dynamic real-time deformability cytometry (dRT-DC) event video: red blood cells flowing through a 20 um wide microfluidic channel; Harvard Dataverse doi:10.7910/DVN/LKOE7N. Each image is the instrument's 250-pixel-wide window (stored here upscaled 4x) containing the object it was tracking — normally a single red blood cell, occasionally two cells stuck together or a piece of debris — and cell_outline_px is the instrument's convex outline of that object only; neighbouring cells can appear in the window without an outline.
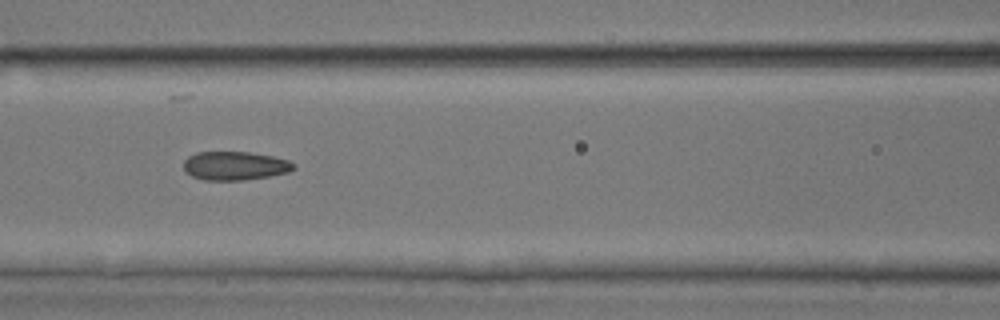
{"species": "common noctule bat (a hibernating species)", "species_latin": "Nyctalus noctula", "temperature_condition": "room temperature", "stored_images_in_passage": 17, "camera_frame_rate_fps": 3000, "um_per_image_px": 0.085, "animal": {"sex": "male", "body_mass_g": 17.9, "forearm_length_mm": 54.2}, "frame": {"image": 1, "passage_image": 8, "time_ms": 2.333, "image_size_px": [1000, 320], "cell_outline_px": [[296, 168], [288, 172], [268, 176], [244, 180], [204, 180], [192, 176], [184, 168], [184, 160], [188, 156], [196, 152], [248, 152], [272, 156], [288, 160], [296, 164]], "centroid_in_image_um": [19.98, 14.09], "position_along_channel_um": 146.6, "area_um2": 18.32}}